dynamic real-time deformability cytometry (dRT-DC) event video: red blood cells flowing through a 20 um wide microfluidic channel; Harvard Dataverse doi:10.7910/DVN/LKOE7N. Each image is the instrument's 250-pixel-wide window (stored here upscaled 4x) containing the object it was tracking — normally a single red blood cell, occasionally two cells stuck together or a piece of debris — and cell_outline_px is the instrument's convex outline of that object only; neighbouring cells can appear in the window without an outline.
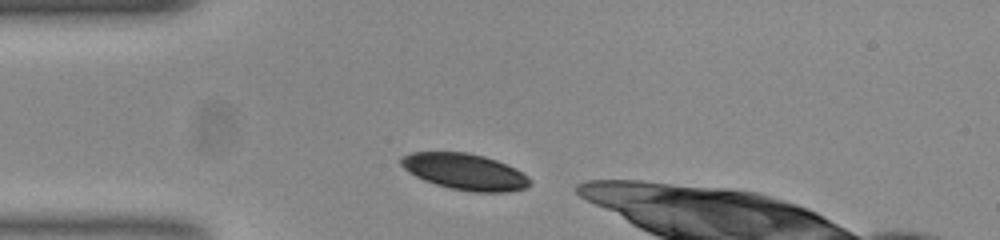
{"species": "common noctule bat (a hibernating species)", "species_latin": "Nyctalus noctula", "temperature_condition": "room temperature", "stored_images_in_passage": 10, "camera_frame_rate_fps": 3000, "um_per_image_px": 0.085, "animal": {"sex": "female", "body_mass_g": 23.0, "forearm_length_mm": 53.4}, "frame": {"image": 1, "passage_image": 1, "time_ms": 0.0, "image_size_px": [1000, 240], "cell_outline_px": [[532, 184], [524, 188], [508, 192], [472, 192], [452, 188], [436, 184], [424, 180], [408, 172], [400, 164], [400, 156], [412, 152], [468, 152], [484, 156], [496, 160], [528, 176], [532, 180]], "centroid_in_image_um": [39.49, 14.59], "position_along_channel_um": 45.5, "area_um2": 27.11}}
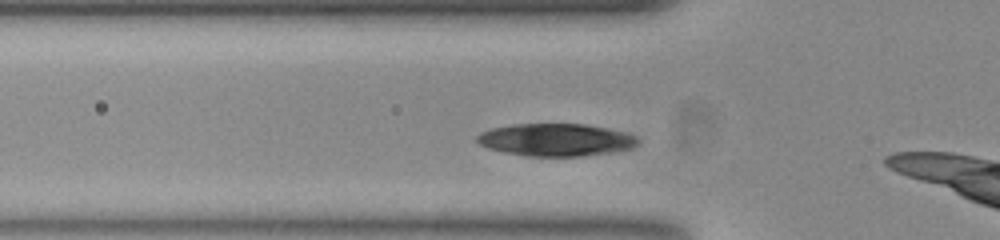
{"frame": {"image": 2, "passage_image": 5, "time_ms": 1.333, "image_size_px": [1000, 240], "cell_outline_px": [[640, 140], [632, 148], [612, 152], [584, 156], [528, 156], [488, 148], [480, 144], [476, 140], [476, 136], [480, 132], [492, 128], [512, 124], [584, 124], [628, 132], [636, 136]], "centroid_in_image_um": [47.27, 11.88], "position_along_channel_um": 78.5, "area_um2": 30.46}}
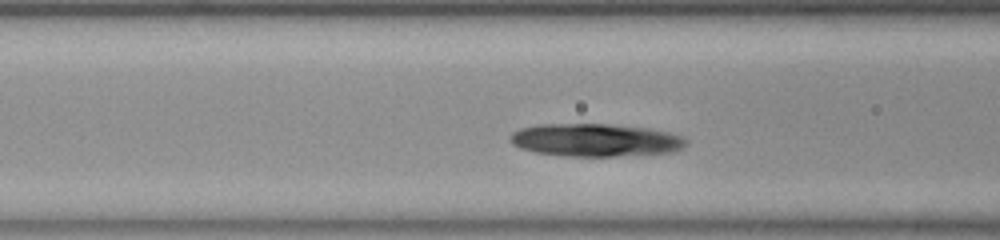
{"frame": {"image": 3, "passage_image": 8, "time_ms": 2.333, "image_size_px": [1000, 240], "cell_outline_px": [[688, 144], [672, 152], [616, 156], [568, 156], [536, 152], [520, 148], [512, 144], [512, 132], [520, 128], [540, 124], [608, 124], [648, 128], [668, 132], [684, 136], [688, 140]], "centroid_in_image_um": [50.65, 11.9], "position_along_channel_um": 116.0, "area_um2": 33.58}}